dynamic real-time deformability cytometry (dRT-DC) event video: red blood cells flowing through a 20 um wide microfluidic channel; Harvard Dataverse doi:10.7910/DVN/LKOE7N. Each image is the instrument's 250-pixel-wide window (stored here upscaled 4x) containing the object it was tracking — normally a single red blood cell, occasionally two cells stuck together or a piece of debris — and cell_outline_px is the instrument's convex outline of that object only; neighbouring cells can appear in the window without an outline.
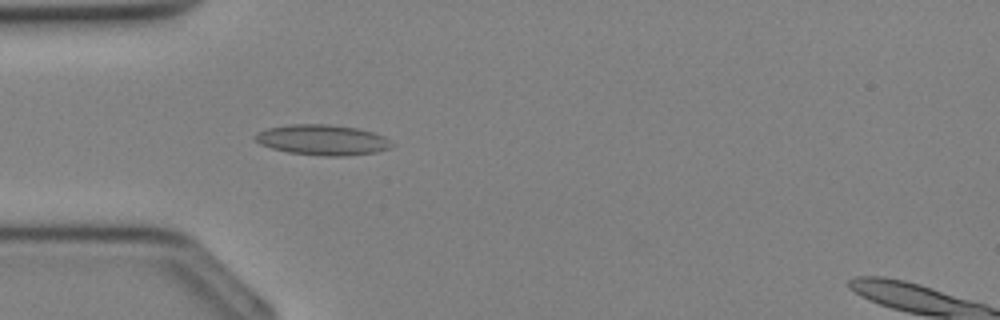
{"species": "Egyptian fruit bat (a non-hibernating species)", "species_latin": "Rousettus aegyptiacus", "temperature_condition": "cold", "stored_images_in_passage": 32, "camera_frame_rate_fps": 3000, "um_per_image_px": 0.085, "animal": {"sex": "female"}, "frame": {"image": 1, "passage_image": 8, "time_ms": 2.333, "image_size_px": [1000, 320], "cell_outline_px": [[392, 144], [388, 148], [376, 152], [344, 156], [324, 156], [288, 152], [272, 148], [260, 144], [252, 140], [252, 136], [256, 132], [268, 128], [288, 124], [328, 124], [356, 128], [372, 132], [384, 136]], "centroid_in_image_um": [27.33, 11.89], "position_along_channel_um": 57.7, "area_um2": 24.22}}
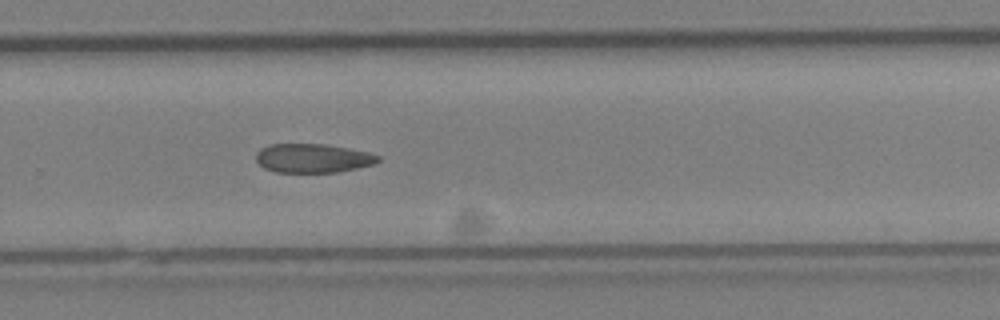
{"frame": {"image": 2, "passage_image": 21, "time_ms": 6.667, "image_size_px": [1000, 320], "cell_outline_px": [[380, 160], [372, 164], [356, 168], [336, 172], [276, 172], [264, 168], [256, 160], [256, 152], [260, 148], [268, 144], [324, 144], [348, 148], [368, 152], [380, 156]], "centroid_in_image_um": [26.55, 13.44], "position_along_channel_um": 303.2, "area_um2": 20.52}}
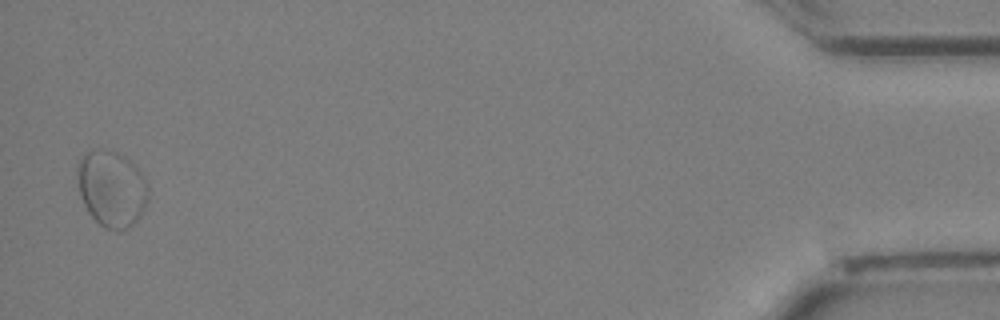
{"frame": {"image": 3, "passage_image": 32, "time_ms": 10.333, "image_size_px": [1000, 320], "cell_outline_px": [[148, 200], [136, 220], [132, 224], [124, 228], [104, 228], [88, 212], [80, 196], [76, 168], [80, 160], [92, 148], [96, 148], [116, 152], [124, 156], [144, 176], [148, 188]], "centroid_in_image_um": [9.47, 16.0], "position_along_channel_um": 425.7, "area_um2": 30.92}}